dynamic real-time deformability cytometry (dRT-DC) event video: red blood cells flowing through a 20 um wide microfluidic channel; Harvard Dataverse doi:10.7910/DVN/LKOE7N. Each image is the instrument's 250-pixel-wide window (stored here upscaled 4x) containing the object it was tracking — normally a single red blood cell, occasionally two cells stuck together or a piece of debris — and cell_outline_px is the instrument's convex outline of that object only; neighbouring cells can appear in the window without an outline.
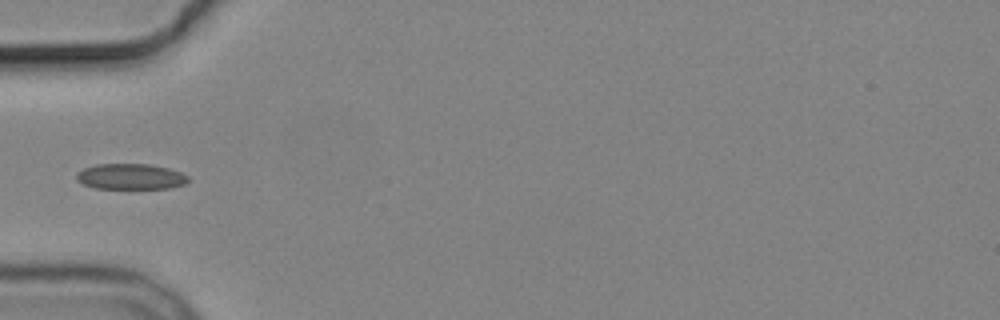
{"species": "common noctule bat (a hibernating species)", "species_latin": "Nyctalus noctula", "temperature_condition": "cold", "stored_images_in_passage": 4, "camera_frame_rate_fps": 3000, "um_per_image_px": 0.085, "animal": {"sex": "male", "body_mass_g": 19.2, "forearm_length_mm": 51.8}, "frame": {"image": 1, "passage_image": 4, "time_ms": 3.333, "image_size_px": [1000, 320], "cell_outline_px": [[188, 180], [184, 184], [168, 188], [96, 188], [84, 184], [76, 180], [76, 172], [84, 168], [96, 164], [148, 164], [168, 168], [180, 172], [188, 176]], "centroid_in_image_um": [11.07, 15.0], "position_along_channel_um": 73.9, "area_um2": 16.59}}